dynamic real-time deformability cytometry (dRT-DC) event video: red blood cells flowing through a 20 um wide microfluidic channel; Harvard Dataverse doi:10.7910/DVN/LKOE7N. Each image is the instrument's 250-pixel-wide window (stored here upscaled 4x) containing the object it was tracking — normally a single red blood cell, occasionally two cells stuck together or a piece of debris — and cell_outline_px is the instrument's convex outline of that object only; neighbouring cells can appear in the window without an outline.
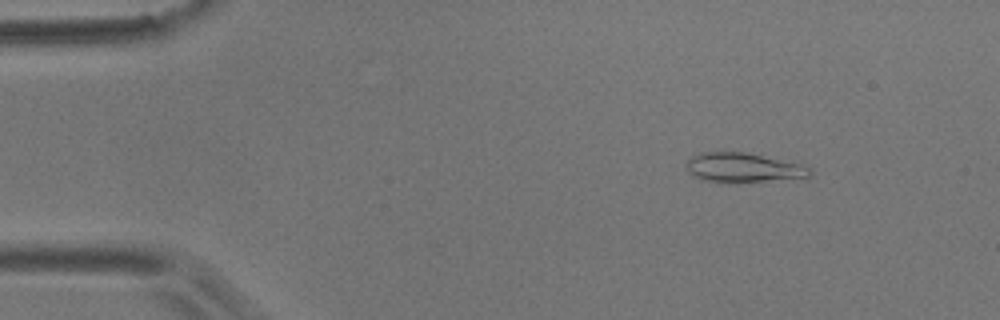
{"species": "common noctule bat (a hibernating species)", "species_latin": "Nyctalus noctula", "temperature_condition": "room temperature", "stored_images_in_passage": 10, "camera_frame_rate_fps": 3000, "um_per_image_px": 0.085, "animal": {"sex": "male", "body_mass_g": 17.9}, "frame": {"image": 1, "passage_image": 7, "time_ms": 2.0, "image_size_px": [1000, 320], "cell_outline_px": [[812, 176], [764, 180], [708, 180], [696, 176], [688, 172], [688, 160], [692, 156], [700, 152], [744, 152], [796, 164], [812, 168]], "centroid_in_image_um": [63.15, 14.21], "position_along_channel_um": 21.8, "area_um2": 19.71}}